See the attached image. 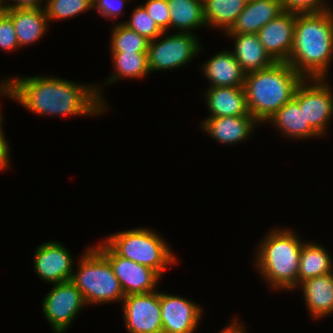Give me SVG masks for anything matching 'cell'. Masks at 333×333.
Returning <instances> with one entry per match:
<instances>
[{
    "label": "cell",
    "mask_w": 333,
    "mask_h": 333,
    "mask_svg": "<svg viewBox=\"0 0 333 333\" xmlns=\"http://www.w3.org/2000/svg\"><path fill=\"white\" fill-rule=\"evenodd\" d=\"M12 77L5 78L9 86V99L15 100L37 116L92 118L104 115L110 109L103 97L100 83L82 84L48 75Z\"/></svg>",
    "instance_id": "obj_1"
},
{
    "label": "cell",
    "mask_w": 333,
    "mask_h": 333,
    "mask_svg": "<svg viewBox=\"0 0 333 333\" xmlns=\"http://www.w3.org/2000/svg\"><path fill=\"white\" fill-rule=\"evenodd\" d=\"M331 61L333 7L321 12L295 13L294 43L287 63L303 78L328 79Z\"/></svg>",
    "instance_id": "obj_2"
},
{
    "label": "cell",
    "mask_w": 333,
    "mask_h": 333,
    "mask_svg": "<svg viewBox=\"0 0 333 333\" xmlns=\"http://www.w3.org/2000/svg\"><path fill=\"white\" fill-rule=\"evenodd\" d=\"M255 250L254 267L274 291L298 287V271L304 240L291 228L275 227L262 237Z\"/></svg>",
    "instance_id": "obj_3"
},
{
    "label": "cell",
    "mask_w": 333,
    "mask_h": 333,
    "mask_svg": "<svg viewBox=\"0 0 333 333\" xmlns=\"http://www.w3.org/2000/svg\"><path fill=\"white\" fill-rule=\"evenodd\" d=\"M304 78L285 62L246 74L243 89L251 116L261 125L294 97Z\"/></svg>",
    "instance_id": "obj_4"
},
{
    "label": "cell",
    "mask_w": 333,
    "mask_h": 333,
    "mask_svg": "<svg viewBox=\"0 0 333 333\" xmlns=\"http://www.w3.org/2000/svg\"><path fill=\"white\" fill-rule=\"evenodd\" d=\"M118 256L155 270L161 277L171 265L178 264V257L169 243L153 229L136 227L115 232L102 239Z\"/></svg>",
    "instance_id": "obj_5"
},
{
    "label": "cell",
    "mask_w": 333,
    "mask_h": 333,
    "mask_svg": "<svg viewBox=\"0 0 333 333\" xmlns=\"http://www.w3.org/2000/svg\"><path fill=\"white\" fill-rule=\"evenodd\" d=\"M90 246L76 261L72 283L82 293L87 306L122 303L125 294L109 261L93 245Z\"/></svg>",
    "instance_id": "obj_6"
},
{
    "label": "cell",
    "mask_w": 333,
    "mask_h": 333,
    "mask_svg": "<svg viewBox=\"0 0 333 333\" xmlns=\"http://www.w3.org/2000/svg\"><path fill=\"white\" fill-rule=\"evenodd\" d=\"M167 33L169 32H163L148 43L147 59L150 73L187 66L200 55L203 48L197 34L175 32L169 35Z\"/></svg>",
    "instance_id": "obj_7"
},
{
    "label": "cell",
    "mask_w": 333,
    "mask_h": 333,
    "mask_svg": "<svg viewBox=\"0 0 333 333\" xmlns=\"http://www.w3.org/2000/svg\"><path fill=\"white\" fill-rule=\"evenodd\" d=\"M327 78H304L293 99L304 110L305 124H309L321 137L333 119V92Z\"/></svg>",
    "instance_id": "obj_8"
},
{
    "label": "cell",
    "mask_w": 333,
    "mask_h": 333,
    "mask_svg": "<svg viewBox=\"0 0 333 333\" xmlns=\"http://www.w3.org/2000/svg\"><path fill=\"white\" fill-rule=\"evenodd\" d=\"M42 304V313L54 333H65L80 311L87 306L80 290L72 281L53 284Z\"/></svg>",
    "instance_id": "obj_9"
},
{
    "label": "cell",
    "mask_w": 333,
    "mask_h": 333,
    "mask_svg": "<svg viewBox=\"0 0 333 333\" xmlns=\"http://www.w3.org/2000/svg\"><path fill=\"white\" fill-rule=\"evenodd\" d=\"M93 246L109 261L125 296L158 289L162 277L155 270L118 256L103 240Z\"/></svg>",
    "instance_id": "obj_10"
},
{
    "label": "cell",
    "mask_w": 333,
    "mask_h": 333,
    "mask_svg": "<svg viewBox=\"0 0 333 333\" xmlns=\"http://www.w3.org/2000/svg\"><path fill=\"white\" fill-rule=\"evenodd\" d=\"M121 304L129 333H162L160 291L128 295Z\"/></svg>",
    "instance_id": "obj_11"
},
{
    "label": "cell",
    "mask_w": 333,
    "mask_h": 333,
    "mask_svg": "<svg viewBox=\"0 0 333 333\" xmlns=\"http://www.w3.org/2000/svg\"><path fill=\"white\" fill-rule=\"evenodd\" d=\"M58 241H48L36 247L33 256L34 272L51 285L71 281L75 262L70 251Z\"/></svg>",
    "instance_id": "obj_12"
},
{
    "label": "cell",
    "mask_w": 333,
    "mask_h": 333,
    "mask_svg": "<svg viewBox=\"0 0 333 333\" xmlns=\"http://www.w3.org/2000/svg\"><path fill=\"white\" fill-rule=\"evenodd\" d=\"M162 333H196L203 307L186 297L160 292Z\"/></svg>",
    "instance_id": "obj_13"
},
{
    "label": "cell",
    "mask_w": 333,
    "mask_h": 333,
    "mask_svg": "<svg viewBox=\"0 0 333 333\" xmlns=\"http://www.w3.org/2000/svg\"><path fill=\"white\" fill-rule=\"evenodd\" d=\"M295 33V13L284 11L265 24L257 33L266 52L275 62L289 60Z\"/></svg>",
    "instance_id": "obj_14"
},
{
    "label": "cell",
    "mask_w": 333,
    "mask_h": 333,
    "mask_svg": "<svg viewBox=\"0 0 333 333\" xmlns=\"http://www.w3.org/2000/svg\"><path fill=\"white\" fill-rule=\"evenodd\" d=\"M199 124L204 133L224 145L248 140L260 125L252 116L204 118Z\"/></svg>",
    "instance_id": "obj_15"
},
{
    "label": "cell",
    "mask_w": 333,
    "mask_h": 333,
    "mask_svg": "<svg viewBox=\"0 0 333 333\" xmlns=\"http://www.w3.org/2000/svg\"><path fill=\"white\" fill-rule=\"evenodd\" d=\"M205 62L200 69L203 77L208 79L209 87H243L246 73L232 50L219 51Z\"/></svg>",
    "instance_id": "obj_16"
},
{
    "label": "cell",
    "mask_w": 333,
    "mask_h": 333,
    "mask_svg": "<svg viewBox=\"0 0 333 333\" xmlns=\"http://www.w3.org/2000/svg\"><path fill=\"white\" fill-rule=\"evenodd\" d=\"M5 13L12 19L20 49L36 44L49 29L44 8L6 9Z\"/></svg>",
    "instance_id": "obj_17"
},
{
    "label": "cell",
    "mask_w": 333,
    "mask_h": 333,
    "mask_svg": "<svg viewBox=\"0 0 333 333\" xmlns=\"http://www.w3.org/2000/svg\"><path fill=\"white\" fill-rule=\"evenodd\" d=\"M204 100L212 117L251 116L243 87H207Z\"/></svg>",
    "instance_id": "obj_18"
},
{
    "label": "cell",
    "mask_w": 333,
    "mask_h": 333,
    "mask_svg": "<svg viewBox=\"0 0 333 333\" xmlns=\"http://www.w3.org/2000/svg\"><path fill=\"white\" fill-rule=\"evenodd\" d=\"M284 11L281 0H248L235 23L224 34H257L265 24Z\"/></svg>",
    "instance_id": "obj_19"
},
{
    "label": "cell",
    "mask_w": 333,
    "mask_h": 333,
    "mask_svg": "<svg viewBox=\"0 0 333 333\" xmlns=\"http://www.w3.org/2000/svg\"><path fill=\"white\" fill-rule=\"evenodd\" d=\"M297 288L302 290L311 319L333 314V272L305 280Z\"/></svg>",
    "instance_id": "obj_20"
},
{
    "label": "cell",
    "mask_w": 333,
    "mask_h": 333,
    "mask_svg": "<svg viewBox=\"0 0 333 333\" xmlns=\"http://www.w3.org/2000/svg\"><path fill=\"white\" fill-rule=\"evenodd\" d=\"M223 35L234 39L232 53L246 74L268 68L275 63L261 44L257 34Z\"/></svg>",
    "instance_id": "obj_21"
},
{
    "label": "cell",
    "mask_w": 333,
    "mask_h": 333,
    "mask_svg": "<svg viewBox=\"0 0 333 333\" xmlns=\"http://www.w3.org/2000/svg\"><path fill=\"white\" fill-rule=\"evenodd\" d=\"M285 138L319 139L321 137L309 124H305L304 110L292 99L280 108L267 122Z\"/></svg>",
    "instance_id": "obj_22"
},
{
    "label": "cell",
    "mask_w": 333,
    "mask_h": 333,
    "mask_svg": "<svg viewBox=\"0 0 333 333\" xmlns=\"http://www.w3.org/2000/svg\"><path fill=\"white\" fill-rule=\"evenodd\" d=\"M167 5L170 10V29L195 34V29L207 28L203 0H167Z\"/></svg>",
    "instance_id": "obj_23"
},
{
    "label": "cell",
    "mask_w": 333,
    "mask_h": 333,
    "mask_svg": "<svg viewBox=\"0 0 333 333\" xmlns=\"http://www.w3.org/2000/svg\"><path fill=\"white\" fill-rule=\"evenodd\" d=\"M318 242H304L301 248L298 286L305 280L333 272V258L328 249Z\"/></svg>",
    "instance_id": "obj_24"
},
{
    "label": "cell",
    "mask_w": 333,
    "mask_h": 333,
    "mask_svg": "<svg viewBox=\"0 0 333 333\" xmlns=\"http://www.w3.org/2000/svg\"><path fill=\"white\" fill-rule=\"evenodd\" d=\"M113 72L103 86L111 85L119 80L143 79L150 74L147 52H110Z\"/></svg>",
    "instance_id": "obj_25"
},
{
    "label": "cell",
    "mask_w": 333,
    "mask_h": 333,
    "mask_svg": "<svg viewBox=\"0 0 333 333\" xmlns=\"http://www.w3.org/2000/svg\"><path fill=\"white\" fill-rule=\"evenodd\" d=\"M248 0H203L207 27L227 32L244 10ZM224 31V32H223Z\"/></svg>",
    "instance_id": "obj_26"
},
{
    "label": "cell",
    "mask_w": 333,
    "mask_h": 333,
    "mask_svg": "<svg viewBox=\"0 0 333 333\" xmlns=\"http://www.w3.org/2000/svg\"><path fill=\"white\" fill-rule=\"evenodd\" d=\"M149 40L120 21L111 29L110 52H147Z\"/></svg>",
    "instance_id": "obj_27"
},
{
    "label": "cell",
    "mask_w": 333,
    "mask_h": 333,
    "mask_svg": "<svg viewBox=\"0 0 333 333\" xmlns=\"http://www.w3.org/2000/svg\"><path fill=\"white\" fill-rule=\"evenodd\" d=\"M93 0H46L45 11L49 23L67 20L93 10ZM52 21V22H51Z\"/></svg>",
    "instance_id": "obj_28"
},
{
    "label": "cell",
    "mask_w": 333,
    "mask_h": 333,
    "mask_svg": "<svg viewBox=\"0 0 333 333\" xmlns=\"http://www.w3.org/2000/svg\"><path fill=\"white\" fill-rule=\"evenodd\" d=\"M121 23L149 41L156 39L163 33L141 4L134 7L129 20L121 21Z\"/></svg>",
    "instance_id": "obj_29"
},
{
    "label": "cell",
    "mask_w": 333,
    "mask_h": 333,
    "mask_svg": "<svg viewBox=\"0 0 333 333\" xmlns=\"http://www.w3.org/2000/svg\"><path fill=\"white\" fill-rule=\"evenodd\" d=\"M141 5L163 32H170V10L167 0H145Z\"/></svg>",
    "instance_id": "obj_30"
},
{
    "label": "cell",
    "mask_w": 333,
    "mask_h": 333,
    "mask_svg": "<svg viewBox=\"0 0 333 333\" xmlns=\"http://www.w3.org/2000/svg\"><path fill=\"white\" fill-rule=\"evenodd\" d=\"M19 48L12 19L5 12H0V49L12 52L20 50Z\"/></svg>",
    "instance_id": "obj_31"
},
{
    "label": "cell",
    "mask_w": 333,
    "mask_h": 333,
    "mask_svg": "<svg viewBox=\"0 0 333 333\" xmlns=\"http://www.w3.org/2000/svg\"><path fill=\"white\" fill-rule=\"evenodd\" d=\"M326 1V2H325ZM284 10L294 13L321 12L332 9L328 0H281Z\"/></svg>",
    "instance_id": "obj_32"
},
{
    "label": "cell",
    "mask_w": 333,
    "mask_h": 333,
    "mask_svg": "<svg viewBox=\"0 0 333 333\" xmlns=\"http://www.w3.org/2000/svg\"><path fill=\"white\" fill-rule=\"evenodd\" d=\"M130 0H93V9H96L101 16L106 20L116 21L121 14L123 15V8Z\"/></svg>",
    "instance_id": "obj_33"
},
{
    "label": "cell",
    "mask_w": 333,
    "mask_h": 333,
    "mask_svg": "<svg viewBox=\"0 0 333 333\" xmlns=\"http://www.w3.org/2000/svg\"><path fill=\"white\" fill-rule=\"evenodd\" d=\"M4 120L0 123V171H6L10 168V146L4 133Z\"/></svg>",
    "instance_id": "obj_34"
},
{
    "label": "cell",
    "mask_w": 333,
    "mask_h": 333,
    "mask_svg": "<svg viewBox=\"0 0 333 333\" xmlns=\"http://www.w3.org/2000/svg\"><path fill=\"white\" fill-rule=\"evenodd\" d=\"M7 1L8 2L6 5V9L44 8L46 4V0H7Z\"/></svg>",
    "instance_id": "obj_35"
},
{
    "label": "cell",
    "mask_w": 333,
    "mask_h": 333,
    "mask_svg": "<svg viewBox=\"0 0 333 333\" xmlns=\"http://www.w3.org/2000/svg\"><path fill=\"white\" fill-rule=\"evenodd\" d=\"M244 325L246 324L240 322L238 318H233L230 323L228 322L227 326H224V329L218 333H248V331H246L247 327Z\"/></svg>",
    "instance_id": "obj_36"
},
{
    "label": "cell",
    "mask_w": 333,
    "mask_h": 333,
    "mask_svg": "<svg viewBox=\"0 0 333 333\" xmlns=\"http://www.w3.org/2000/svg\"><path fill=\"white\" fill-rule=\"evenodd\" d=\"M0 96H3L5 98L8 97L10 98V92H9V86L5 80V77L4 79H0ZM1 108V107H0ZM1 112H3L2 110H0ZM0 112V123L5 119L3 116V113Z\"/></svg>",
    "instance_id": "obj_37"
},
{
    "label": "cell",
    "mask_w": 333,
    "mask_h": 333,
    "mask_svg": "<svg viewBox=\"0 0 333 333\" xmlns=\"http://www.w3.org/2000/svg\"><path fill=\"white\" fill-rule=\"evenodd\" d=\"M7 0H0V12L6 11Z\"/></svg>",
    "instance_id": "obj_38"
}]
</instances>
